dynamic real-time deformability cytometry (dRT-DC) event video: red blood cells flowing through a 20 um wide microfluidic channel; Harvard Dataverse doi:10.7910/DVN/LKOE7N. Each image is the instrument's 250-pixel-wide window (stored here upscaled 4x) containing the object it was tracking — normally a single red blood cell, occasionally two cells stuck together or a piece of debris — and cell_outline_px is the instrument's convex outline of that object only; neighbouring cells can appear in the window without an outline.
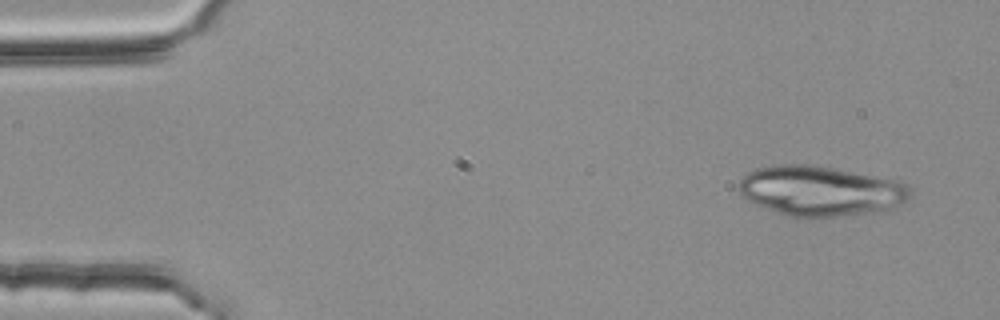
{"species": "common noctule bat (a hibernating species)", "species_latin": "Nyctalus noctula", "temperature_condition": "room temperature", "stored_images_in_passage": 3, "camera_frame_rate_fps": 3000, "um_per_image_px": 0.085, "animal": {"sex": "female", "body_mass_g": 25.1}, "frame": {"image": 1, "passage_image": 1, "time_ms": 0.0, "image_size_px": [1000, 320], "cell_outline_px": [[912, 200], [908, 204], [884, 212], [836, 216], [788, 216], [752, 204], [740, 196], [740, 180], [748, 172], [756, 168], [776, 164], [800, 164], [828, 168], [900, 180], [908, 184], [912, 192]], "centroid_in_image_um": [69.83, 16.25], "position_along_channel_um": 15.2, "area_um2": 50.52}}